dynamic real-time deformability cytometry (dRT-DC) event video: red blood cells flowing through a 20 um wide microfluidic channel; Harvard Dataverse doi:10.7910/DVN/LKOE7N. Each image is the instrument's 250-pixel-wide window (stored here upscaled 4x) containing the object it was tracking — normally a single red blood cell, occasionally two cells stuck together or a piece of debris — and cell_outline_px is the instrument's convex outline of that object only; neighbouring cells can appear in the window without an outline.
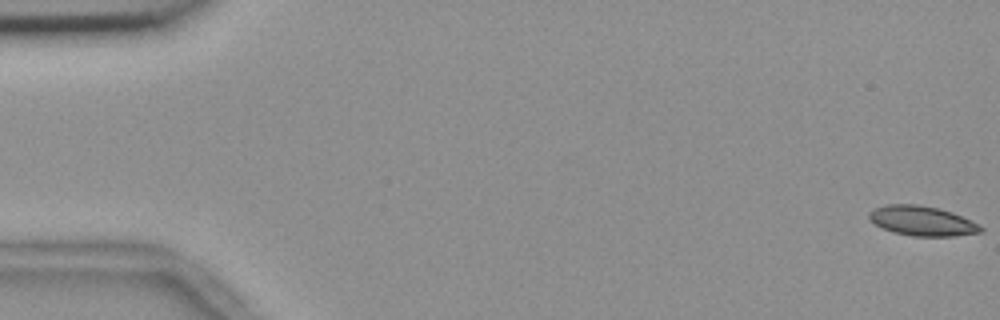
{"species": "common noctule bat (a hibernating species)", "species_latin": "Nyctalus noctula", "temperature_condition": "room temperature", "stored_images_in_passage": 56, "camera_frame_rate_fps": 3000, "um_per_image_px": 0.085, "animal": {"sex": "female", "body_mass_g": 18.4}, "frame": {"image": 1, "passage_image": 1, "time_ms": 0.0, "image_size_px": [1000, 320], "cell_outline_px": [[984, 228], [980, 232], [956, 236], [912, 236], [896, 232], [884, 228], [876, 224], [868, 216], [868, 212], [876, 208], [888, 204], [916, 204], [940, 208], [952, 212], [980, 224]], "centroid_in_image_um": [78.42, 18.77], "position_along_channel_um": 6.6, "area_um2": 19.19}}
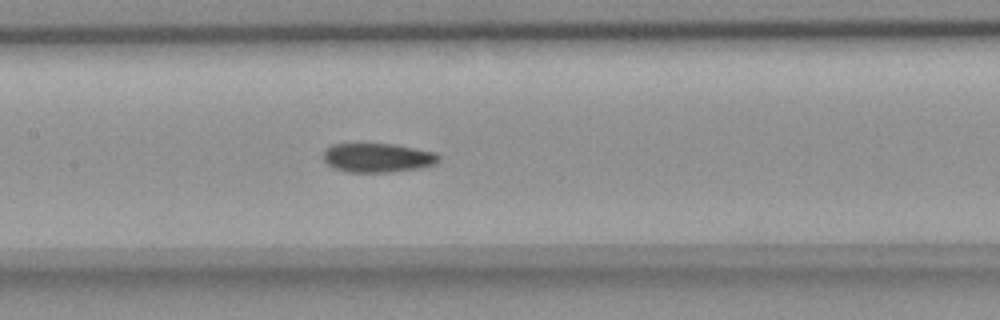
{"frame": {"image": 2, "passage_image": 27, "time_ms": 8.667, "image_size_px": [1000, 320], "cell_outline_px": [[440, 160], [436, 164], [420, 168], [388, 172], [348, 172], [336, 168], [328, 164], [324, 160], [324, 152], [332, 144], [392, 144], [436, 152], [440, 156]], "centroid_in_image_um": [32.15, 13.41], "position_along_channel_um": 175.3, "area_um2": 19.42}}
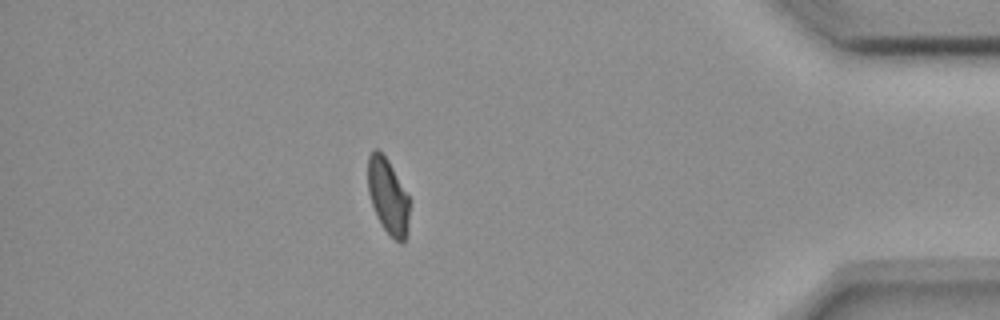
{"frame": {"image": 3, "passage_image": 49, "time_ms": 16.0, "image_size_px": [1000, 320], "cell_outline_px": [[408, 232], [404, 240], [400, 244], [384, 228], [372, 204], [368, 192], [368, 156], [372, 148], [376, 148], [388, 160], [408, 196]], "centroid_in_image_um": [32.96, 16.65], "position_along_channel_um": 402.2, "area_um2": 17.8}, "authors_computed_cell_mechanics": {"area_um2": 19.7098, "velocity_mm_per_s": 3.6802, "shape_relaxation_time_tau1_ms": 8.6535, "shape_relaxation_time_tau2_ms": 3.597, "deformation_change_tau1": 0.169, "deformation_change_tau2": 0.0815}}